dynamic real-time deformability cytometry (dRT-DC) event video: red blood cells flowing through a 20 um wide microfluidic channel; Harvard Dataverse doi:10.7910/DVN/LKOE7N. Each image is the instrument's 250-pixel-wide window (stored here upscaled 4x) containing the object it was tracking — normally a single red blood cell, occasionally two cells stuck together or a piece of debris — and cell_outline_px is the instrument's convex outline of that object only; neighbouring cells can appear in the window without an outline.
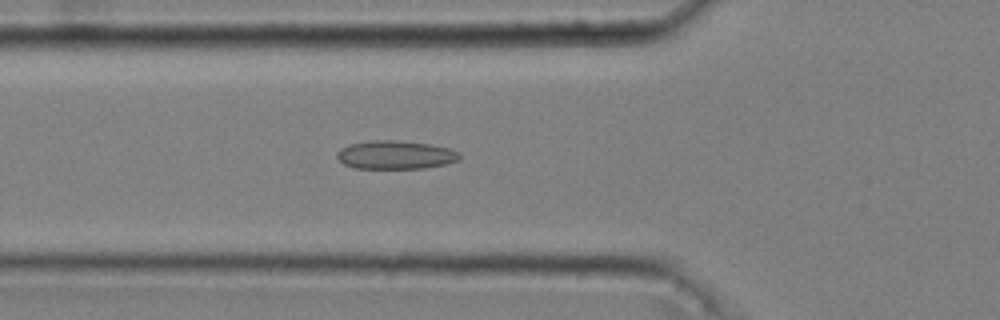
{"species": "common noctule bat (a hibernating species)", "species_latin": "Nyctalus noctula", "temperature_condition": "cold", "stored_images_in_passage": 43, "camera_frame_rate_fps": 3000, "um_per_image_px": 0.085, "animal": {"sex": "male", "body_mass_g": 20.4}, "frame": {"image": 1, "passage_image": 10, "time_ms": 3.0, "image_size_px": [1000, 320], "cell_outline_px": [[460, 160], [448, 164], [424, 168], [352, 168], [344, 164], [336, 156], [336, 152], [340, 148], [348, 144], [372, 140], [396, 140], [428, 144], [448, 148], [460, 152]], "centroid_in_image_um": [33.61, 13.16], "position_along_channel_um": 92.2, "area_um2": 20.46}}
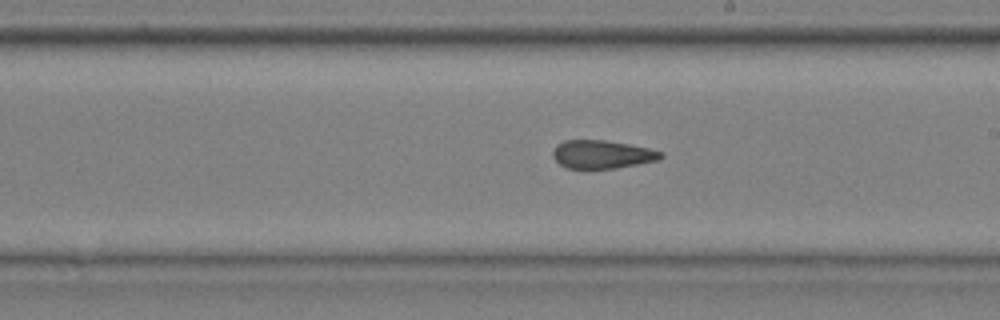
{"frame": {"image": 2, "passage_image": 22, "time_ms": 7.0, "image_size_px": [1000, 320], "cell_outline_px": [[664, 156], [660, 160], [616, 168], [568, 168], [560, 164], [552, 156], [552, 152], [556, 144], [564, 140], [608, 140], [648, 148], [664, 152]], "centroid_in_image_um": [51.19, 13.11], "position_along_channel_um": 237.8, "area_um2": 17.86}}
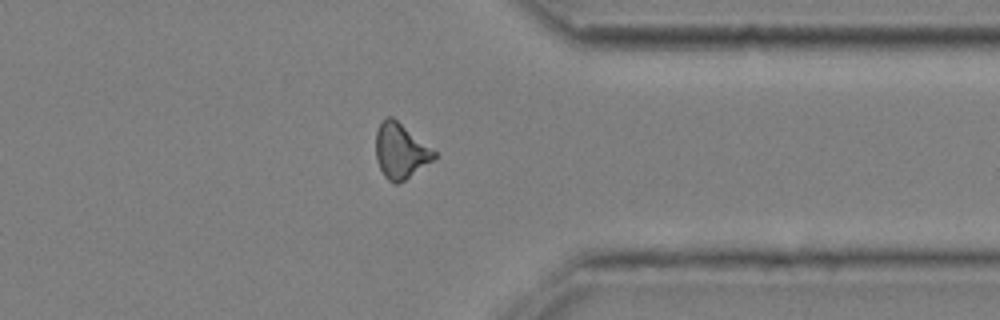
{"frame": {"image": 3, "passage_image": 34, "time_ms": 11.0, "image_size_px": [1000, 320], "cell_outline_px": [[436, 156], [432, 160], [404, 180], [396, 184], [392, 184], [384, 176], [376, 160], [376, 132], [384, 116], [392, 116], [436, 152]], "centroid_in_image_um": [34.0, 12.82], "position_along_channel_um": 377.4, "area_um2": 18.44}, "authors_computed_cell_mechanics": {"area_um2": 18.6694, "velocity_mm_per_s": 3.6366, "shape_relaxation_time_tau1_ms": null, "shape_relaxation_time_tau2_ms": 3.5595, "deformation_change_tau1": null, "deformation_change_tau2": 0.0986}}